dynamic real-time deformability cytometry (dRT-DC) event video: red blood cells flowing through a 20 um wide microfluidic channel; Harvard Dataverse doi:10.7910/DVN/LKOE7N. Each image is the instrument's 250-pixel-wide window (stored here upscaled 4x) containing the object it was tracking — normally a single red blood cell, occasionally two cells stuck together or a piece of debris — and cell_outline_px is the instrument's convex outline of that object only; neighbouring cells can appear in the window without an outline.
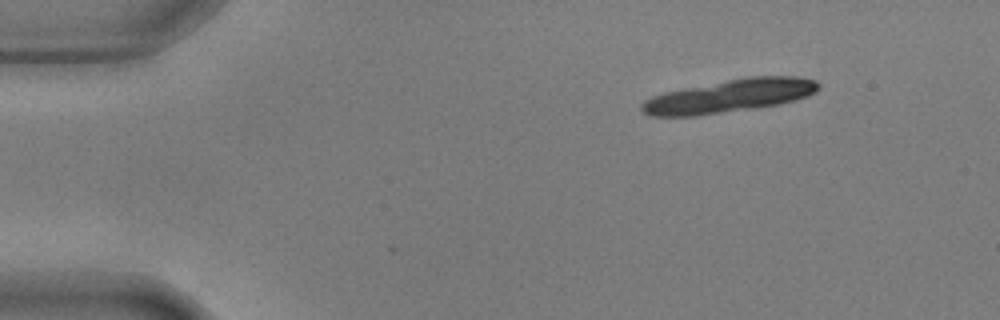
{"species": "common noctule bat (a hibernating species)", "species_latin": "Nyctalus noctula", "temperature_condition": "warm", "stored_images_in_passage": 14, "camera_frame_rate_fps": 3000, "um_per_image_px": 0.085, "animal": {"sex": "male", "body_mass_g": 17.9, "forearm_length_mm": 54.2}, "frame": {"image": 1, "passage_image": 1, "time_ms": 0.0, "image_size_px": [1000, 320], "cell_outline_px": [[820, 88], [816, 92], [808, 96], [776, 104], [752, 108], [696, 116], [652, 116], [644, 112], [640, 108], [640, 104], [644, 100], [652, 96], [664, 92], [684, 88], [748, 76], [796, 76], [816, 80], [820, 84]], "centroid_in_image_um": [62.0, 8.14], "position_along_channel_um": 23.0, "area_um2": 33.81}}